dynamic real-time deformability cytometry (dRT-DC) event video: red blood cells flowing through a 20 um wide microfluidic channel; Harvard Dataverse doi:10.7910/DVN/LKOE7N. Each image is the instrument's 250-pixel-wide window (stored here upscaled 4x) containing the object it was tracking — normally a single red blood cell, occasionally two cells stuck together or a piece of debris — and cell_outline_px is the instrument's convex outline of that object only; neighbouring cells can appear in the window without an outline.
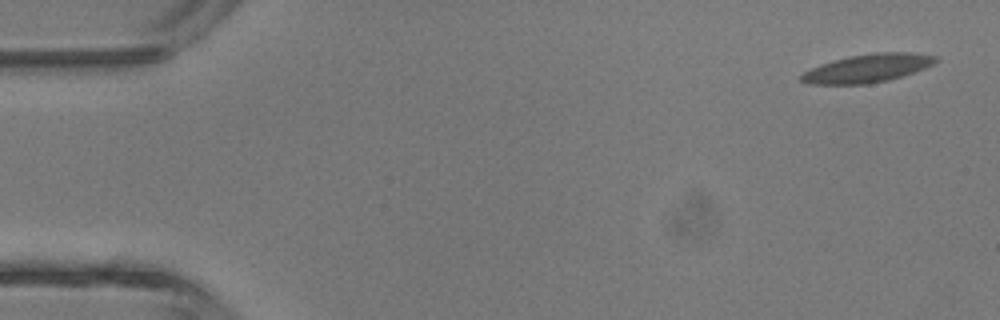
{"species": "common noctule bat (a hibernating species)", "species_latin": "Nyctalus noctula", "temperature_condition": "room temperature", "stored_images_in_passage": 5, "camera_frame_rate_fps": 3000, "um_per_image_px": 0.085, "animal": {"sex": "male", "body_mass_g": 13.3}, "frame": {"image": 1, "passage_image": 1, "time_ms": 0.0, "image_size_px": [1000, 320], "cell_outline_px": [[940, 60], [924, 68], [888, 80], [868, 84], [804, 84], [800, 80], [800, 76], [804, 72], [820, 64], [848, 56], [876, 52], [912, 52], [936, 56]], "centroid_in_image_um": [73.72, 5.8], "position_along_channel_um": 11.3, "area_um2": 22.08}}